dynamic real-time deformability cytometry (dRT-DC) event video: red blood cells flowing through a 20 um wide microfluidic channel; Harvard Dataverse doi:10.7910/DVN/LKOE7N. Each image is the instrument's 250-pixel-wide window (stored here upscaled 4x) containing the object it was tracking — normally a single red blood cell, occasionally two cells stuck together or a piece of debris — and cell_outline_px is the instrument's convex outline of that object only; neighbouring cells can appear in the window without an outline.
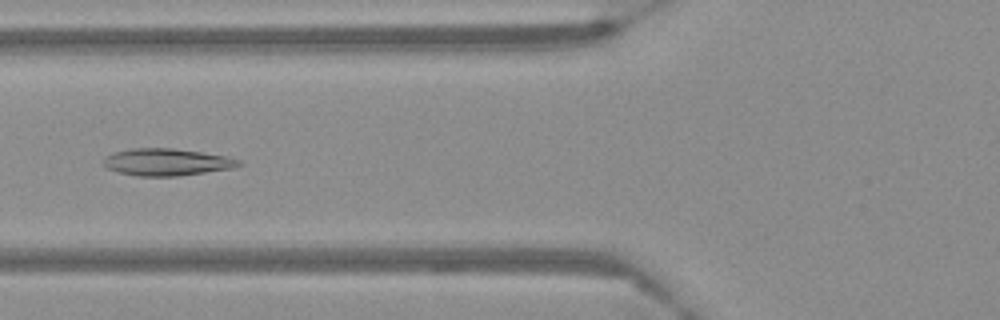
{"species": "Egyptian fruit bat (a non-hibernating species)", "species_latin": "Rousettus aegyptiacus", "temperature_condition": "warm", "stored_images_in_passage": 60, "camera_frame_rate_fps": 3000, "um_per_image_px": 0.085, "frame": {"image": 1, "passage_image": 24, "time_ms": 7.667, "image_size_px": [1000, 320], "cell_outline_px": [[244, 164], [232, 168], [176, 176], [136, 176], [120, 172], [108, 168], [100, 164], [112, 152], [132, 148], [172, 148], [228, 156], [240, 160]], "centroid_in_image_um": [14.17, 13.77], "position_along_channel_um": 111.6, "area_um2": 21.27}}
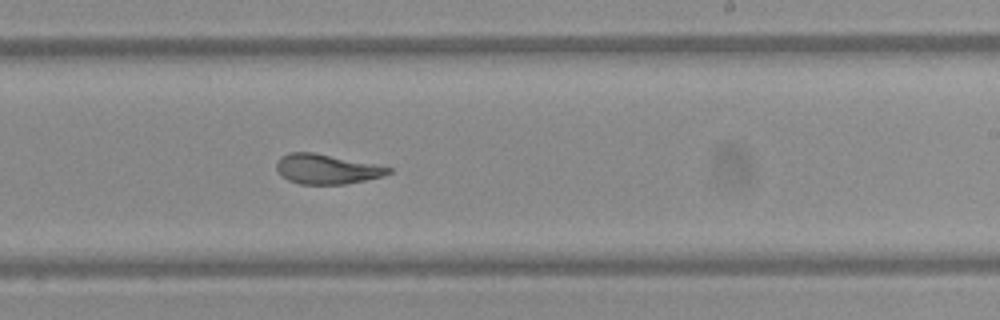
{"frame": {"image": 2, "passage_image": 37, "time_ms": 12.0, "image_size_px": [1000, 320], "cell_outline_px": [[392, 172], [384, 176], [344, 184], [300, 184], [288, 180], [276, 168], [276, 164], [280, 156], [288, 152], [312, 152], [392, 168]], "centroid_in_image_um": [27.74, 14.37], "position_along_channel_um": 261.3, "area_um2": 19.07}}
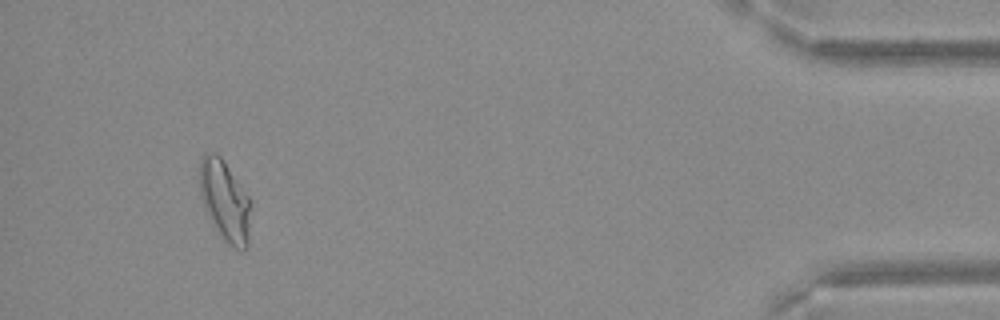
{"frame": {"image": 3, "passage_image": 56, "time_ms": 18.333, "image_size_px": [1000, 320], "cell_outline_px": [[248, 248], [244, 252], [232, 248], [216, 232], [204, 208], [200, 196], [200, 160], [204, 152], [216, 152], [224, 160], [248, 196]], "centroid_in_image_um": [19.07, 17.08], "position_along_channel_um": 416.1, "area_um2": 23.99}}